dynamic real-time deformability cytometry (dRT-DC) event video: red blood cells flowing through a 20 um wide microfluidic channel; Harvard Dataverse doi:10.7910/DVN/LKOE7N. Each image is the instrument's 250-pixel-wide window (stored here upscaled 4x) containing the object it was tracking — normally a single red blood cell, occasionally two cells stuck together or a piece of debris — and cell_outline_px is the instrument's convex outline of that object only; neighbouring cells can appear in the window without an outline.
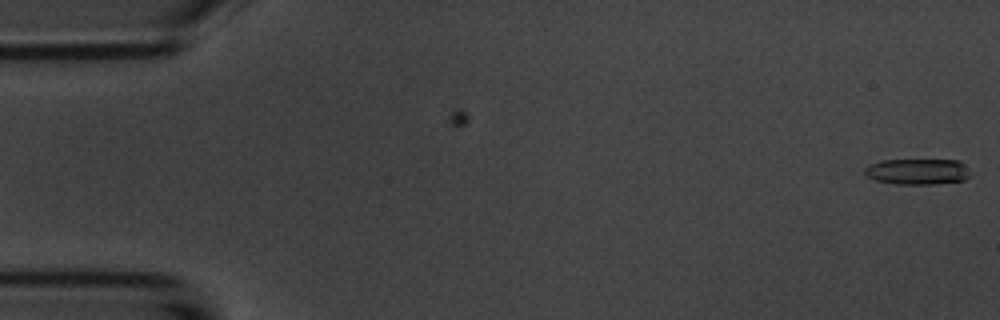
{"species": "common noctule bat (a hibernating species)", "species_latin": "Nyctalus noctula", "temperature_condition": "room temperature", "stored_images_in_passage": 2, "camera_frame_rate_fps": 3000, "um_per_image_px": 0.085, "animal": {"sex": "male", "body_mass_g": 20.1, "forearm_length_mm": 53.5}, "frame": {"image": 1, "passage_image": 2, "time_ms": 1.0, "image_size_px": [1000, 320], "cell_outline_px": [[972, 176], [964, 180], [936, 184], [896, 184], [876, 180], [868, 176], [864, 172], [864, 168], [868, 164], [880, 160], [960, 160], [964, 164]], "centroid_in_image_um": [78.0, 14.58], "position_along_channel_um": 7.0, "area_um2": 16.07}}